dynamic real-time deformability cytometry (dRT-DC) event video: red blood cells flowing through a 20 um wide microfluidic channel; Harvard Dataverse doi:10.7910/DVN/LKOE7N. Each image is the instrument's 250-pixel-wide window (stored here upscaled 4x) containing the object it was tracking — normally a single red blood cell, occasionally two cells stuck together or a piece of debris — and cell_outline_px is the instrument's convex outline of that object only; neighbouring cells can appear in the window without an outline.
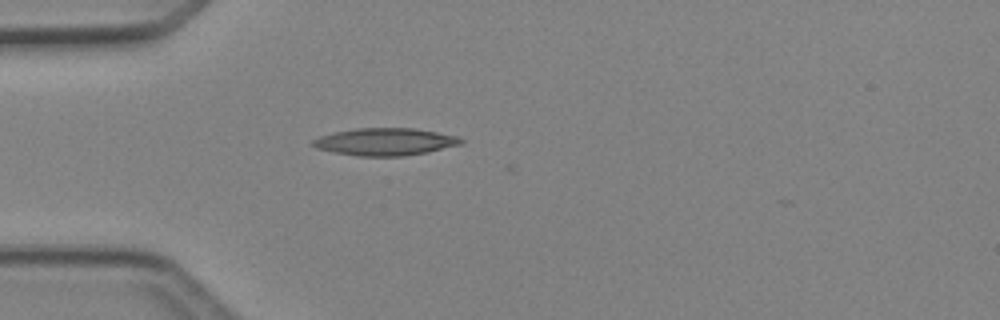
{"species": "Egyptian fruit bat (a non-hibernating species)", "species_latin": "Rousettus aegyptiacus", "temperature_condition": "cold", "stored_images_in_passage": 33, "camera_frame_rate_fps": 3000, "um_per_image_px": 0.085, "animal": {"sex": "female"}, "frame": {"image": 1, "passage_image": 2, "time_ms": 0.333, "image_size_px": [1000, 320], "cell_outline_px": [[464, 140], [460, 144], [428, 152], [404, 156], [356, 156], [316, 148], [312, 144], [312, 140], [320, 136], [336, 132], [356, 128], [416, 128], [456, 136]], "centroid_in_image_um": [32.73, 12.05], "position_along_channel_um": 52.3, "area_um2": 23.41}}
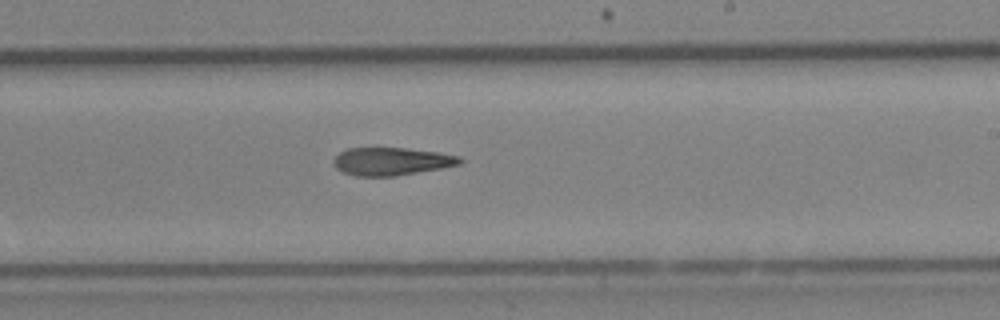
{"frame": {"image": 2, "passage_image": 17, "time_ms": 5.333, "image_size_px": [1000, 320], "cell_outline_px": [[464, 160], [460, 164], [440, 168], [396, 176], [356, 176], [344, 172], [336, 168], [332, 164], [332, 160], [340, 152], [348, 148], [404, 148], [436, 152], [460, 156]], "centroid_in_image_um": [33.25, 13.72], "position_along_channel_um": 255.7, "area_um2": 20.4}}
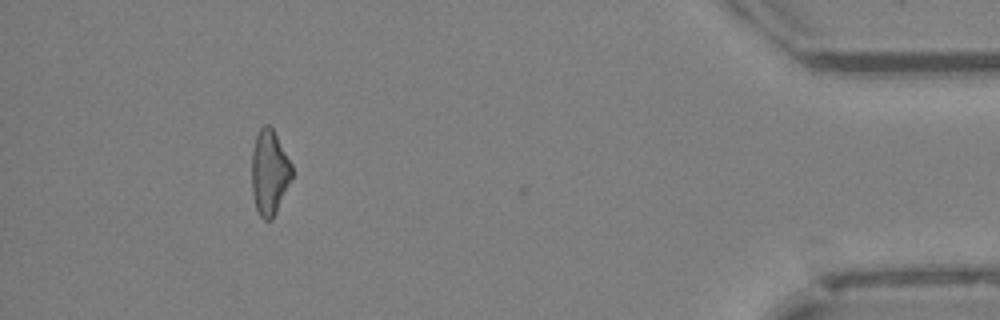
{"frame": {"image": 3, "passage_image": 32, "time_ms": 10.333, "image_size_px": [1000, 320], "cell_outline_px": [[292, 180], [272, 220], [264, 220], [260, 216], [256, 208], [252, 192], [252, 152], [256, 136], [260, 128], [264, 124], [268, 124], [272, 128], [292, 164]], "centroid_in_image_um": [22.91, 14.67], "position_along_channel_um": 412.3, "area_um2": 19.88}, "authors_computed_cell_mechanics": {"area_um2": 21.2126, "velocity_mm_per_s": 4.2916, "shape_relaxation_time_tau1_ms": null, "shape_relaxation_time_tau2_ms": 11.0506, "deformation_change_tau1": null, "deformation_change_tau2": 0.2912}}